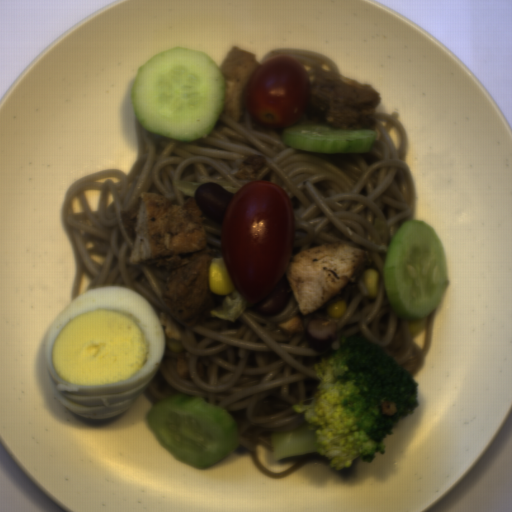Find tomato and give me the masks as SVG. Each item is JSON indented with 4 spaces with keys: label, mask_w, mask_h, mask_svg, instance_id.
<instances>
[{
    "label": "tomato",
    "mask_w": 512,
    "mask_h": 512,
    "mask_svg": "<svg viewBox=\"0 0 512 512\" xmlns=\"http://www.w3.org/2000/svg\"><path fill=\"white\" fill-rule=\"evenodd\" d=\"M293 218L288 197L268 180H252L229 199L219 232L233 289L247 303L266 297L288 272Z\"/></svg>",
    "instance_id": "1"
},
{
    "label": "tomato",
    "mask_w": 512,
    "mask_h": 512,
    "mask_svg": "<svg viewBox=\"0 0 512 512\" xmlns=\"http://www.w3.org/2000/svg\"><path fill=\"white\" fill-rule=\"evenodd\" d=\"M312 81L300 61L277 55L261 63L247 80L244 101L253 122L264 128L284 129L303 114Z\"/></svg>",
    "instance_id": "2"
}]
</instances>
